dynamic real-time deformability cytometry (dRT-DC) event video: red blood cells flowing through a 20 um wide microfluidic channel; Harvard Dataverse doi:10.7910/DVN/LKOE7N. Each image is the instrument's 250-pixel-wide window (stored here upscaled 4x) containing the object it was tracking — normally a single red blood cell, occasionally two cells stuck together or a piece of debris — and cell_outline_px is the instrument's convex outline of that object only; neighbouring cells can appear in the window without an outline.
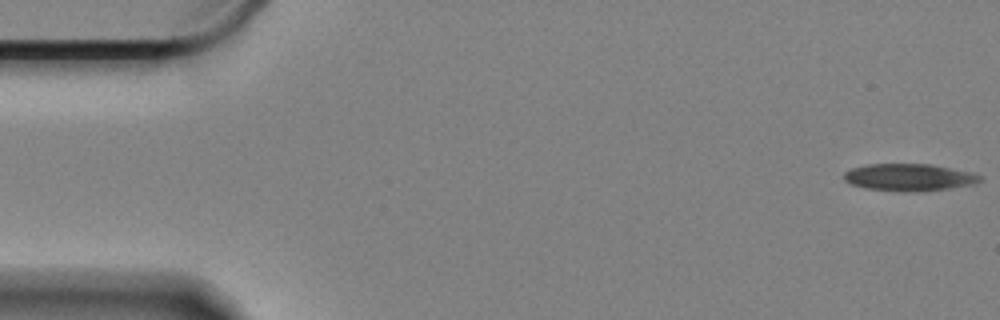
{"species": "Egyptian fruit bat (a non-hibernating species)", "species_latin": "Rousettus aegyptiacus", "temperature_condition": "cold", "stored_images_in_passage": 7, "camera_frame_rate_fps": 3000, "um_per_image_px": 0.085, "animal": {"sex": "female"}, "frame": {"image": 1, "passage_image": 1, "time_ms": 0.0, "image_size_px": [1000, 320], "cell_outline_px": [[980, 180], [972, 184], [948, 188], [920, 192], [904, 192], [864, 188], [852, 184], [844, 180], [844, 172], [852, 168], [868, 164], [928, 164], [972, 172], [980, 176]], "centroid_in_image_um": [77.23, 15.08], "position_along_channel_um": 7.8, "area_um2": 21.39}}